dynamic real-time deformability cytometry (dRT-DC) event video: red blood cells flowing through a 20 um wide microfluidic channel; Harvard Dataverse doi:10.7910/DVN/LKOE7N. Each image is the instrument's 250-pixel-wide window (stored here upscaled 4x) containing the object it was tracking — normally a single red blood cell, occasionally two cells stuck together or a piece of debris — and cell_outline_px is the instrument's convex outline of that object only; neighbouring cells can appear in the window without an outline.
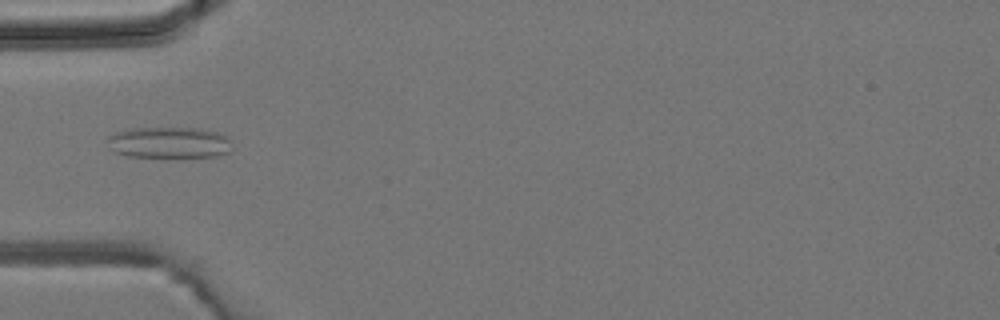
{"species": "common noctule bat (a hibernating species)", "species_latin": "Nyctalus noctula", "temperature_condition": "room temperature", "stored_images_in_passage": 1, "camera_frame_rate_fps": 3000, "um_per_image_px": 0.085, "animal": {"sex": "male", "body_mass_g": 19.2, "forearm_length_mm": 51.8}, "frame": {"image": 1, "passage_image": 1, "time_ms": 0.0, "image_size_px": [1000, 320], "cell_outline_px": [[232, 152], [216, 156], [128, 156], [116, 152], [112, 148], [108, 140], [108, 136], [116, 132], [128, 128], [192, 128], [216, 132], [228, 136], [232, 148]], "centroid_in_image_um": [14.41, 12.1], "position_along_channel_um": 70.6, "area_um2": 22.37}}